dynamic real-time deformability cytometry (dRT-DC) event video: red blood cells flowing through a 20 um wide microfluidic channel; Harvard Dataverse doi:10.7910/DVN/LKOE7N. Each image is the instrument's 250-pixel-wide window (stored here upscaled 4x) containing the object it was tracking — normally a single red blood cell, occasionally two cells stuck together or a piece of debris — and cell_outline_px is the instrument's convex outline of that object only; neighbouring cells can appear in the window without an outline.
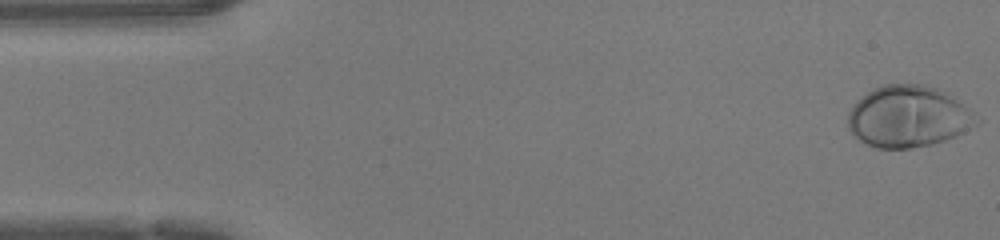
{"species": "human", "species_latin": "Homo sapiens", "temperature_condition": "warm", "stored_images_in_passage": 13, "camera_frame_rate_fps": 3000, "um_per_image_px": 0.085, "donor": {"sex": "female"}, "frame": {"image": 1, "passage_image": 1, "time_ms": 0.0, "image_size_px": [1000, 240], "cell_outline_px": [[980, 120], [976, 124], [956, 136], [932, 144], [908, 148], [876, 148], [860, 140], [848, 128], [848, 112], [868, 92], [884, 84], [924, 84], [936, 88], [964, 104]], "centroid_in_image_um": [77.21, 9.91], "position_along_channel_um": 7.8, "area_um2": 45.37}}